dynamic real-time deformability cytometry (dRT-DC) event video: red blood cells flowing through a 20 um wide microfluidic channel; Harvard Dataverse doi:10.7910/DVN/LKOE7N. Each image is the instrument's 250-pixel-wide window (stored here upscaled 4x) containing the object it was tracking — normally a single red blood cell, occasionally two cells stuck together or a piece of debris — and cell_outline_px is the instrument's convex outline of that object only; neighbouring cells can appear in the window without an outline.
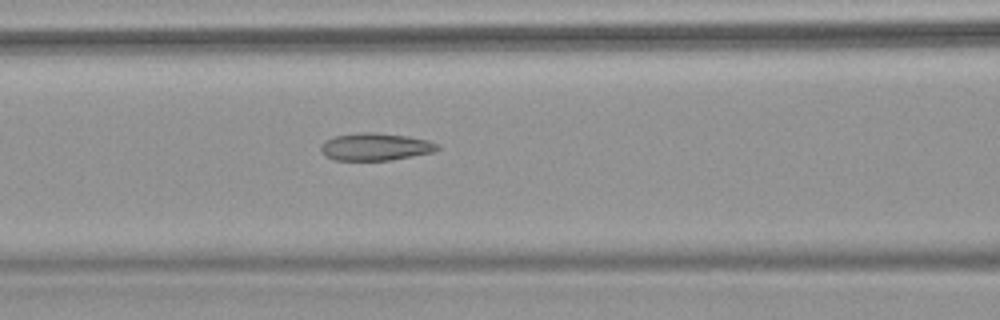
{"species": "common noctule bat (a hibernating species)", "species_latin": "Nyctalus noctula", "temperature_condition": "warm", "stored_images_in_passage": 9, "camera_frame_rate_fps": 3000, "um_per_image_px": 0.085, "animal": {"sex": "female", "body_mass_g": 18.4}, "frame": {"image": 1, "passage_image": 9, "time_ms": 2.667, "image_size_px": [1000, 320], "cell_outline_px": [[440, 148], [432, 152], [388, 160], [336, 160], [324, 156], [320, 152], [320, 144], [324, 140], [336, 136], [360, 132], [376, 132], [408, 136], [428, 140], [440, 144]], "centroid_in_image_um": [31.87, 12.46], "position_along_channel_um": 134.7, "area_um2": 18.73}}